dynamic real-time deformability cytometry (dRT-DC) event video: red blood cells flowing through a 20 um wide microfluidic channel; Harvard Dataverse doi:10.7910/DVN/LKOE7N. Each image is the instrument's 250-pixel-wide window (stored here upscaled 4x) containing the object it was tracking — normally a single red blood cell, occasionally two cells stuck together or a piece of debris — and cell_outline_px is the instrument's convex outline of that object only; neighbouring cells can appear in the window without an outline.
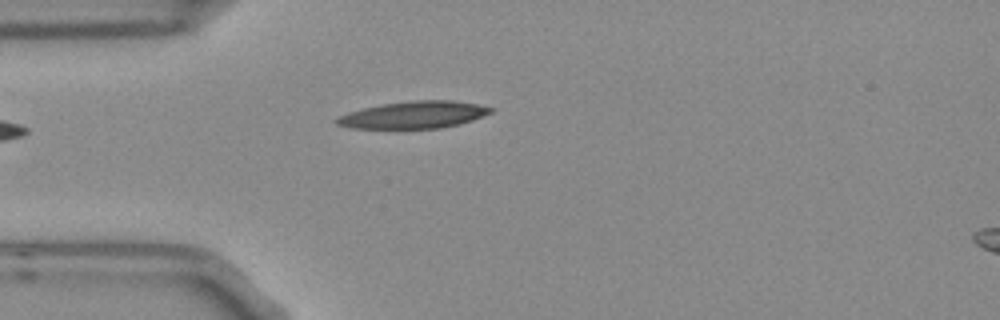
{"species": "Egyptian fruit bat (a non-hibernating species)", "species_latin": "Rousettus aegyptiacus", "temperature_condition": "room temperature", "stored_images_in_passage": 2, "camera_frame_rate_fps": 3000, "um_per_image_px": 0.085, "frame": {"image": 1, "passage_image": 2, "time_ms": 0.333, "image_size_px": [1000, 320], "cell_outline_px": [[496, 108], [492, 112], [472, 120], [440, 128], [352, 128], [336, 124], [332, 120], [348, 112], [380, 104], [412, 100], [452, 100], [476, 104]], "centroid_in_image_um": [35.15, 9.75], "position_along_channel_um": 49.8, "area_um2": 24.22}}